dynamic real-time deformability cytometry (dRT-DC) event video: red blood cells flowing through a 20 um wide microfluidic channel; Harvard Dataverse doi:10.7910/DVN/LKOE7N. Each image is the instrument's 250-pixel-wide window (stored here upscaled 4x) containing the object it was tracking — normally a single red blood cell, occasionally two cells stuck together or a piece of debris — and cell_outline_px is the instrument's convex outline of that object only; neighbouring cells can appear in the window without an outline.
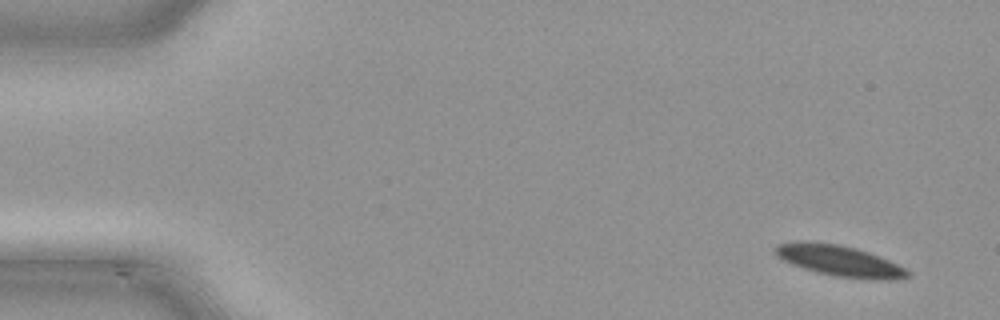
{"species": "common noctule bat (a hibernating species)", "species_latin": "Nyctalus noctula", "temperature_condition": "cold", "stored_images_in_passage": 47, "camera_frame_rate_fps": 3000, "um_per_image_px": 0.085, "animal": {"sex": "male", "body_mass_g": 21.5, "forearm_length_mm": 52.0}, "frame": {"image": 1, "passage_image": 1, "time_ms": 0.0, "image_size_px": [1000, 320], "cell_outline_px": [[908, 276], [888, 280], [836, 276], [816, 272], [792, 264], [784, 260], [776, 252], [776, 244], [800, 240], [840, 244], [856, 248], [868, 252], [888, 260], [904, 268], [908, 272]], "centroid_in_image_um": [71.31, 22.14], "position_along_channel_um": 13.7, "area_um2": 23.29}}
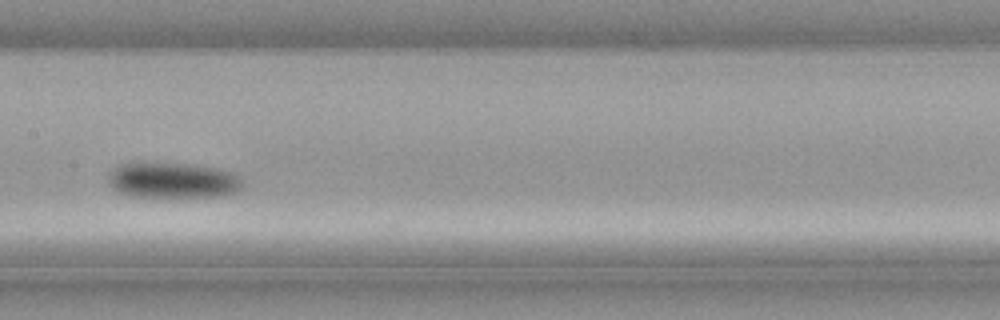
{"frame": {"image": 2, "passage_image": 23, "time_ms": 7.333, "image_size_px": [1000, 320], "cell_outline_px": [[240, 188], [236, 192], [224, 196], [132, 196], [120, 192], [112, 188], [108, 180], [108, 172], [124, 164], [188, 164], [216, 168], [228, 172], [236, 176], [240, 180]], "centroid_in_image_um": [14.66, 15.34], "position_along_channel_um": 192.7, "area_um2": 26.93}}
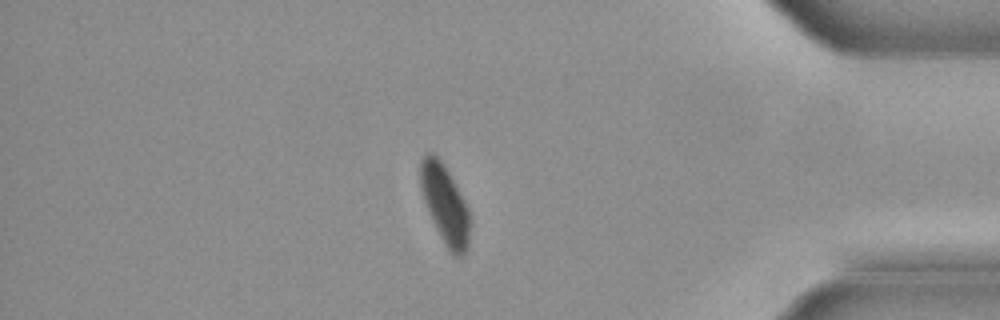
{"frame": {"image": 3, "passage_image": 40, "time_ms": 13.0, "image_size_px": [1000, 320], "cell_outline_px": [[472, 220], [468, 248], [460, 256], [452, 256], [448, 252], [428, 212], [420, 188], [420, 160], [428, 152], [432, 152], [440, 160], [448, 172], [468, 208], [472, 216]], "centroid_in_image_um": [37.84, 17.43], "position_along_channel_um": 397.4, "area_um2": 22.95}}